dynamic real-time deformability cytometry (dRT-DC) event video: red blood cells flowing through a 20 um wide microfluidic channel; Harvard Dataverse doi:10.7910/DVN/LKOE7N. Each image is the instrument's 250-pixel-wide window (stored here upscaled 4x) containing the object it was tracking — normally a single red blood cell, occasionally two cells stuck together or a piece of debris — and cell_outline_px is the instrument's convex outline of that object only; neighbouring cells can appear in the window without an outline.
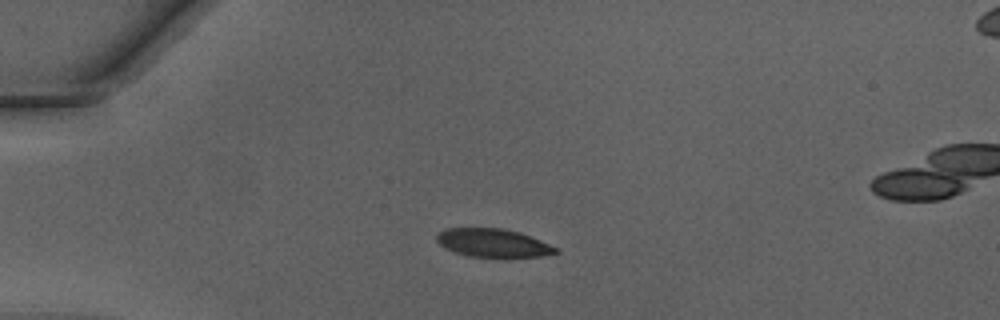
{"species": "Egyptian fruit bat (a non-hibernating species)", "species_latin": "Rousettus aegyptiacus", "temperature_condition": "warm", "stored_images_in_passage": 50, "camera_frame_rate_fps": 3000, "um_per_image_px": 0.085, "animal": {"sex": "male"}, "frame": {"image": 1, "passage_image": 14, "time_ms": 4.333, "image_size_px": [1000, 320], "cell_outline_px": [[560, 252], [544, 256], [468, 256], [456, 252], [440, 244], [436, 240], [436, 236], [444, 228], [504, 228], [520, 232], [540, 240], [556, 248]], "centroid_in_image_um": [41.91, 20.63], "position_along_channel_um": 43.1, "area_um2": 19.25}}
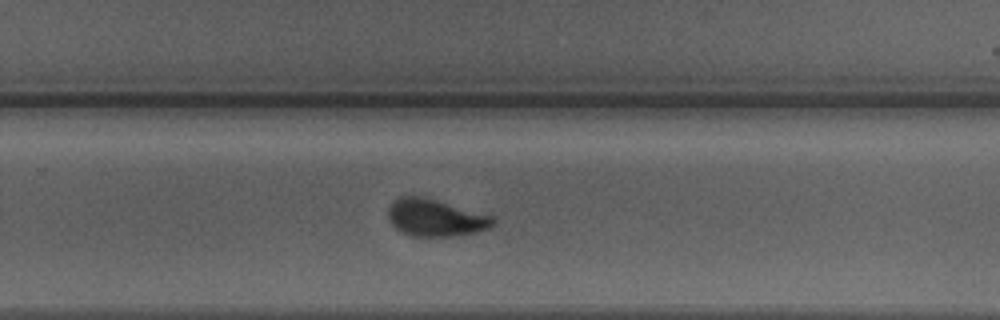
{"frame": {"image": 2, "passage_image": 34, "time_ms": 11.0, "image_size_px": [1000, 320], "cell_outline_px": [[496, 220], [488, 228], [472, 232], [452, 236], [408, 236], [396, 228], [392, 224], [388, 216], [388, 208], [392, 200], [400, 196], [416, 196], [436, 200], [492, 216]], "centroid_in_image_um": [36.94, 18.51], "position_along_channel_um": 292.9, "area_um2": 22.31}}
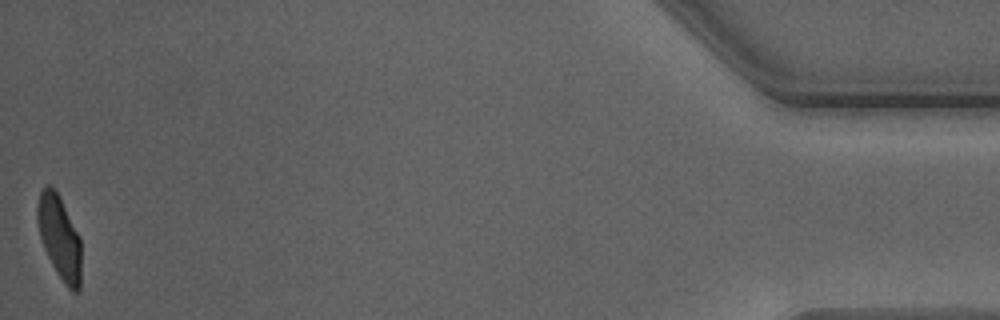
{"frame": {"image": 3, "passage_image": 50, "time_ms": 16.333, "image_size_px": [1000, 320], "cell_outline_px": [[80, 288], [76, 292], [72, 292], [68, 288], [56, 272], [44, 248], [40, 236], [36, 220], [36, 204], [40, 192], [48, 184], [60, 196], [80, 236]], "centroid_in_image_um": [5.04, 20.16], "position_along_channel_um": 430.2, "area_um2": 21.33}, "authors_computed_cell_mechanics": {"area_um2": 21.8195, "velocity_mm_per_s": 4.2596, "shape_relaxation_time_tau1_ms": 2.5892, "shape_relaxation_time_tau2_ms": null, "deformation_change_tau1": 0.1606, "deformation_change_tau2": null}}